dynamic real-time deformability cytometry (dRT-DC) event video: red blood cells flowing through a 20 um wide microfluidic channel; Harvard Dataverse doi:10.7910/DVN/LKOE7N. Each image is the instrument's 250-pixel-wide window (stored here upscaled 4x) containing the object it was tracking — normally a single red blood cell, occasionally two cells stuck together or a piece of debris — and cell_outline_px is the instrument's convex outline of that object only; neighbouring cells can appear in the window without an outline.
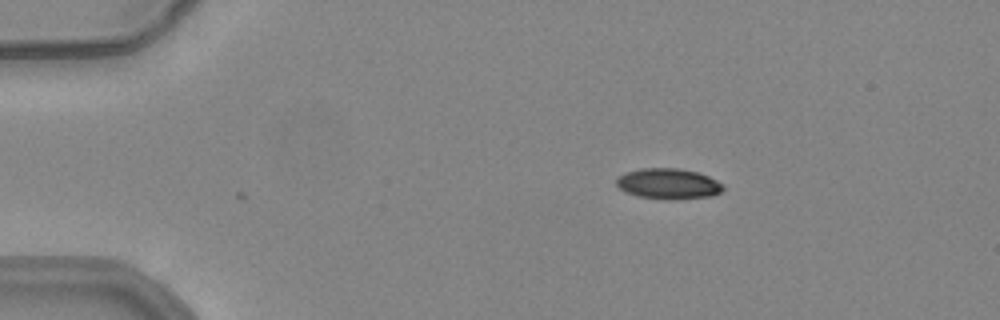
{"species": "common noctule bat (a hibernating species)", "species_latin": "Nyctalus noctula", "temperature_condition": "warm", "stored_images_in_passage": 2, "camera_frame_rate_fps": 3000, "um_per_image_px": 0.085, "animal": {"sex": "female", "body_mass_g": 24.6, "forearm_length_mm": 56.2}, "frame": {"image": 1, "passage_image": 1, "time_ms": 0.0, "image_size_px": [1000, 320], "cell_outline_px": [[724, 188], [720, 192], [712, 196], [636, 196], [620, 188], [616, 184], [616, 180], [624, 172], [640, 168], [676, 168], [696, 172], [708, 176], [724, 184]], "centroid_in_image_um": [56.79, 15.55], "position_along_channel_um": 28.2, "area_um2": 17.92}}